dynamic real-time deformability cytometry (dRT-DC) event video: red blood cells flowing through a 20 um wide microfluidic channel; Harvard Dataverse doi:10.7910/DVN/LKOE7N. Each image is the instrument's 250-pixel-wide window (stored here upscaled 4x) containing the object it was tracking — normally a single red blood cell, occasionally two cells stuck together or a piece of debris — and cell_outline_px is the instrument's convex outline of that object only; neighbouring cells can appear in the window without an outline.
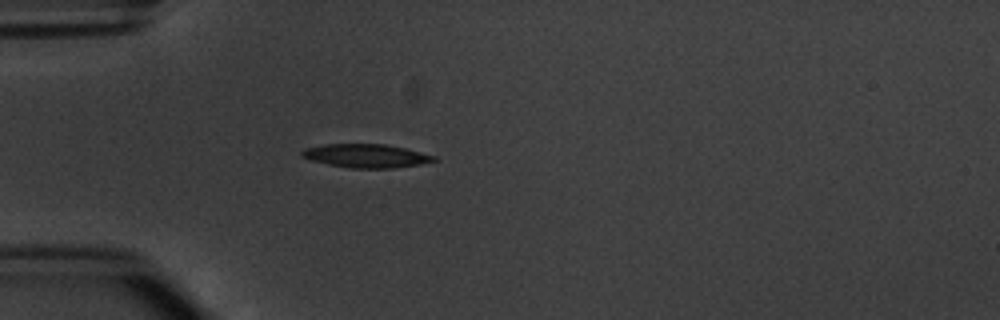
{"species": "common noctule bat (a hibernating species)", "species_latin": "Nyctalus noctula", "temperature_condition": "warm", "stored_images_in_passage": 3, "camera_frame_rate_fps": 3000, "um_per_image_px": 0.085, "animal": {"sex": "male", "body_mass_g": 20.1, "forearm_length_mm": 53.5}, "frame": {"image": 1, "passage_image": 3, "time_ms": 2.333, "image_size_px": [1000, 320], "cell_outline_px": [[440, 160], [420, 164], [392, 168], [352, 168], [328, 164], [312, 160], [300, 156], [300, 152], [304, 148], [324, 144], [384, 144], [404, 148], [436, 156]], "centroid_in_image_um": [31.12, 13.24], "position_along_channel_um": 53.9, "area_um2": 18.09}}